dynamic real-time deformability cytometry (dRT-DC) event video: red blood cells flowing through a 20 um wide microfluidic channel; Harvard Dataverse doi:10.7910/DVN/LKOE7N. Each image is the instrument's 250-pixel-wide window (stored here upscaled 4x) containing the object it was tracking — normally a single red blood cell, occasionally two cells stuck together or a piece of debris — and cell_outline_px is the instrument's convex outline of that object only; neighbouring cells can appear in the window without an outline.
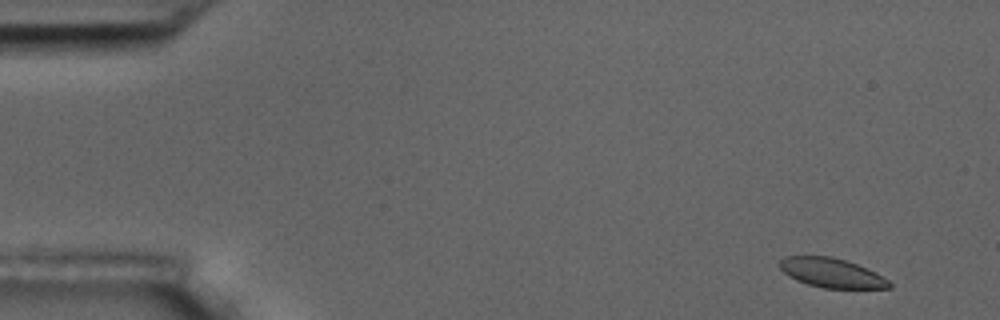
{"species": "common noctule bat (a hibernating species)", "species_latin": "Nyctalus noctula", "temperature_condition": "room temperature", "stored_images_in_passage": 4, "camera_frame_rate_fps": 3000, "um_per_image_px": 0.085, "animal": {"sex": "male", "body_mass_g": 17.5, "forearm_length_mm": 52.3}, "frame": {"image": 1, "passage_image": 1, "time_ms": 0.0, "image_size_px": [1000, 320], "cell_outline_px": [[892, 288], [824, 288], [808, 284], [796, 280], [788, 276], [780, 268], [780, 260], [784, 256], [832, 256], [856, 264], [876, 272], [888, 280], [892, 284]], "centroid_in_image_um": [70.68, 23.19], "position_along_channel_um": 14.3, "area_um2": 18.67}}
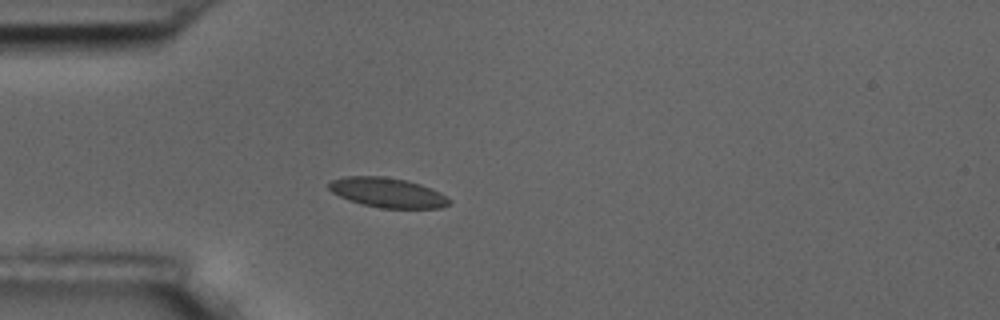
{"frame": {"image": 2, "passage_image": 4, "time_ms": 4.0, "image_size_px": [1000, 320], "cell_outline_px": [[452, 204], [440, 208], [380, 208], [360, 204], [348, 200], [332, 192], [328, 188], [328, 184], [332, 180], [344, 176], [384, 176], [408, 180], [432, 188], [448, 196], [452, 200]], "centroid_in_image_um": [32.98, 16.37], "position_along_channel_um": 52.0, "area_um2": 21.21}}